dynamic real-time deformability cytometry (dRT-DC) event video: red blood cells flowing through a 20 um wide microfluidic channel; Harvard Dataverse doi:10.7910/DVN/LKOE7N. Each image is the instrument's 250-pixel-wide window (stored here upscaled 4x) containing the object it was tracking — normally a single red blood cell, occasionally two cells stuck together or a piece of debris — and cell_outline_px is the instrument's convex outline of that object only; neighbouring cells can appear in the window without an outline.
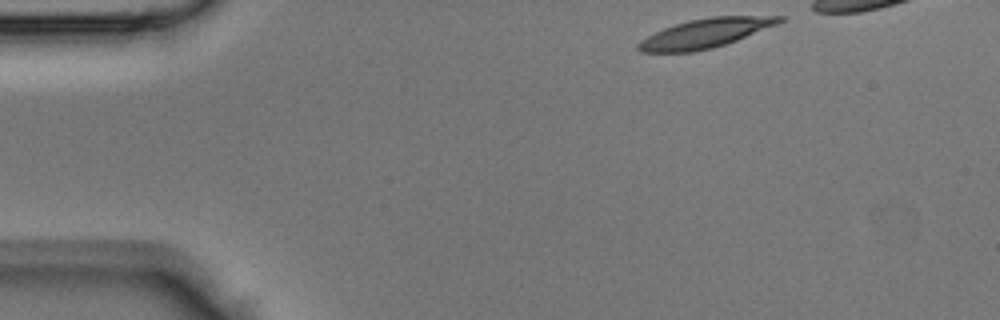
{"species": "Egyptian fruit bat (a non-hibernating species)", "species_latin": "Rousettus aegyptiacus", "temperature_condition": "room temperature", "stored_images_in_passage": 32, "camera_frame_rate_fps": 3000, "um_per_image_px": 0.085, "animal": {"sex": "male"}, "frame": {"image": 1, "passage_image": 1, "time_ms": 0.0, "image_size_px": [1000, 320], "cell_outline_px": [[784, 20], [776, 24], [736, 40], [712, 48], [692, 52], [640, 52], [636, 48], [636, 44], [640, 40], [664, 28], [688, 20], [712, 16], [784, 16]], "centroid_in_image_um": [59.9, 2.83], "position_along_channel_um": 25.1, "area_um2": 23.64}}
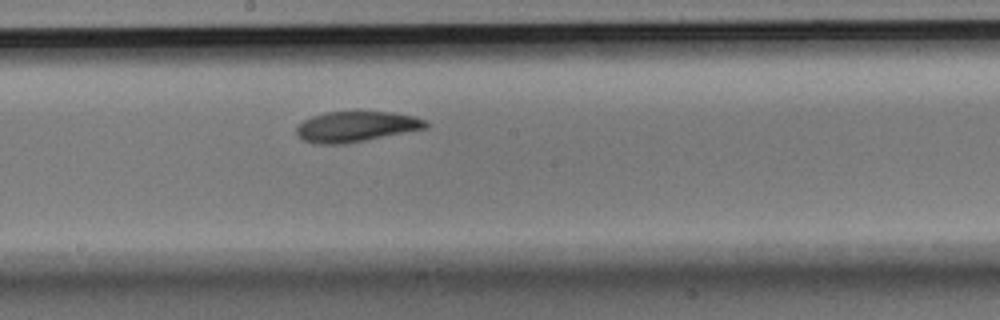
{"frame": {"image": 2, "passage_image": 18, "time_ms": 5.667, "image_size_px": [1000, 320], "cell_outline_px": [[428, 128], [348, 144], [312, 144], [296, 136], [296, 128], [304, 120], [312, 116], [324, 112], [356, 108], [392, 112], [416, 116], [424, 120], [428, 124]], "centroid_in_image_um": [30.27, 10.72], "position_along_channel_um": 217.9, "area_um2": 24.22}}
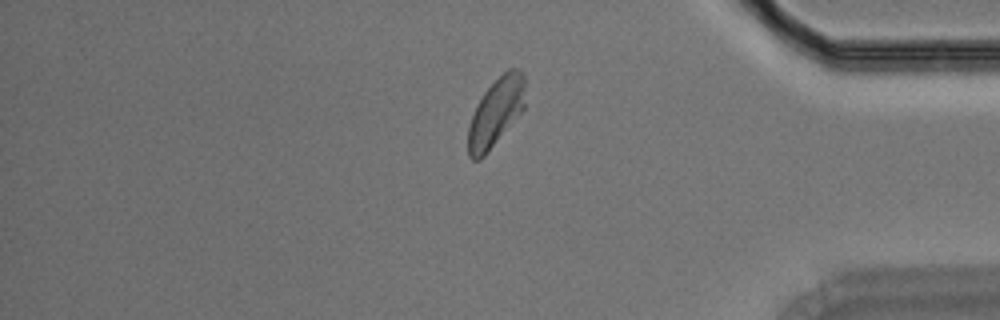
{"frame": {"image": 3, "passage_image": 31, "time_ms": 10.0, "image_size_px": [1000, 320], "cell_outline_px": [[524, 108], [484, 156], [480, 160], [472, 160], [468, 156], [468, 128], [472, 116], [484, 92], [508, 68], [516, 68], [524, 72]], "centroid_in_image_um": [42.14, 9.55], "position_along_channel_um": 393.1, "area_um2": 22.14}}